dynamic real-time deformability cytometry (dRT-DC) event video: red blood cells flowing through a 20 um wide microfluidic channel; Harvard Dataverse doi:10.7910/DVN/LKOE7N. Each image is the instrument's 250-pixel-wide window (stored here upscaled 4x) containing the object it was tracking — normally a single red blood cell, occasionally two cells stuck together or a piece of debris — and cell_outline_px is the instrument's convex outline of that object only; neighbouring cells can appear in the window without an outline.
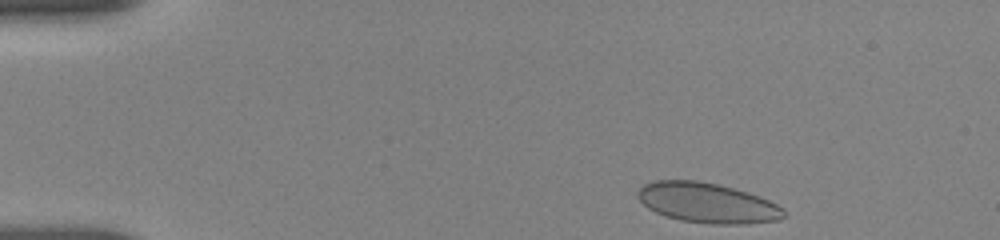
{"species": "human", "species_latin": "Homo sapiens", "temperature_condition": "room temperature", "stored_images_in_passage": 48, "camera_frame_rate_fps": 3000, "um_per_image_px": 0.085, "donor": {"sex": "female"}, "frame": {"image": 1, "passage_image": 1, "time_ms": 0.0, "image_size_px": [1000, 240], "cell_outline_px": [[788, 216], [780, 220], [748, 224], [712, 224], [680, 220], [656, 212], [648, 208], [636, 196], [636, 192], [644, 184], [652, 180], [696, 180], [720, 184], [748, 192], [768, 200], [784, 208]], "centroid_in_image_um": [60.15, 17.24], "position_along_channel_um": 24.8, "area_um2": 34.39}}
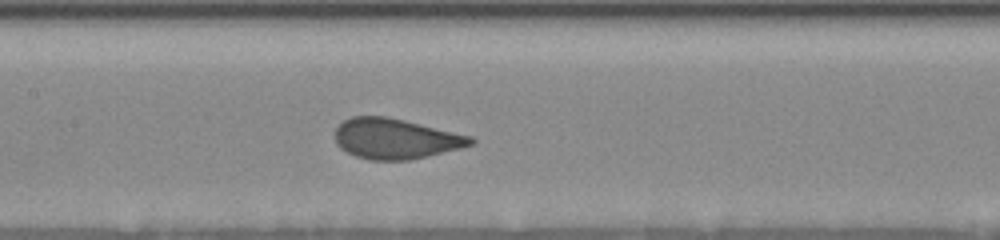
{"frame": {"image": 2, "passage_image": 20, "time_ms": 6.333, "image_size_px": [1000, 240], "cell_outline_px": [[476, 140], [472, 144], [460, 148], [428, 156], [408, 160], [368, 160], [356, 156], [340, 148], [336, 144], [336, 128], [344, 120], [352, 116], [384, 116], [404, 120], [472, 136]], "centroid_in_image_um": [33.61, 11.79], "position_along_channel_um": 173.8, "area_um2": 31.73}}
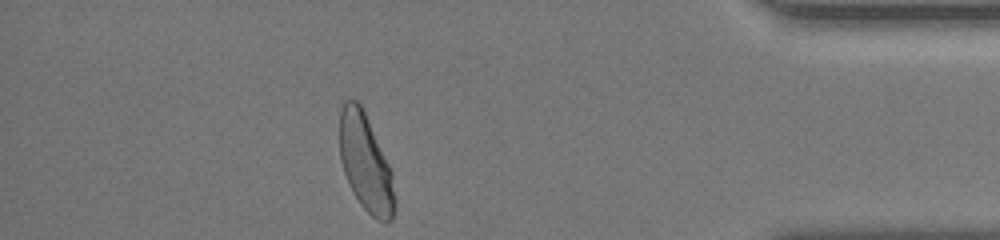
{"frame": {"image": 3, "passage_image": 42, "time_ms": 13.667, "image_size_px": [1000, 240], "cell_outline_px": [[396, 208], [392, 220], [384, 224], [376, 220], [360, 204], [352, 192], [348, 184], [340, 160], [340, 112], [344, 100], [356, 100], [364, 108], [392, 168], [396, 200]], "centroid_in_image_um": [31.12, 13.87], "position_along_channel_um": 404.1, "area_um2": 32.19}, "authors_computed_cell_mechanics": {"area_um2": 32.3391, "velocity_mm_per_s": 3.6352, "shape_relaxation_time_tau1_ms": 3.6037, "shape_relaxation_time_tau2_ms": null, "deformation_change_tau1": 0.1196, "deformation_change_tau2": null}}